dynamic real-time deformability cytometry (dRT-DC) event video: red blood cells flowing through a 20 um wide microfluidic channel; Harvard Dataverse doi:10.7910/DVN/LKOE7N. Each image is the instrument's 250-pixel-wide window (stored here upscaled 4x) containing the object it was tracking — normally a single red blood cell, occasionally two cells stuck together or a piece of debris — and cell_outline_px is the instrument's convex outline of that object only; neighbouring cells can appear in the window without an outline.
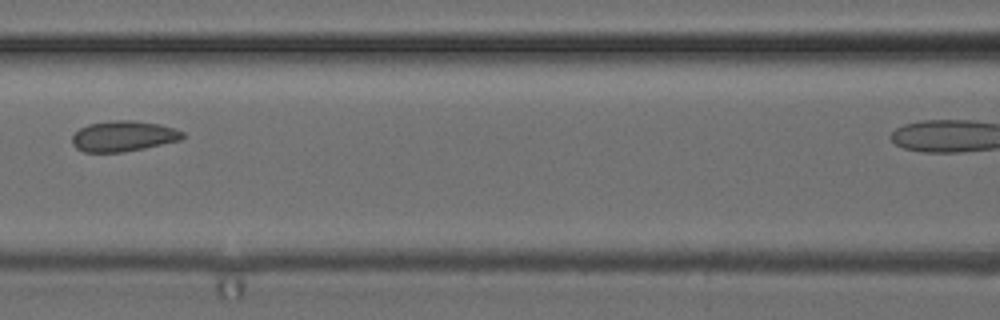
{"species": "common noctule bat (a hibernating species)", "species_latin": "Nyctalus noctula", "temperature_condition": "cold", "stored_images_in_passage": 6, "camera_frame_rate_fps": 3000, "um_per_image_px": 0.085, "animal": {"sex": "female", "body_mass_g": 24.6, "forearm_length_mm": 56.2}, "frame": {"image": 1, "passage_image": 5, "time_ms": 4.667, "image_size_px": [1000, 320], "cell_outline_px": [[184, 136], [180, 140], [144, 148], [124, 152], [84, 152], [76, 148], [72, 144], [72, 136], [80, 128], [88, 124], [112, 120], [132, 120], [160, 124], [184, 132]], "centroid_in_image_um": [10.46, 11.57], "position_along_channel_um": 156.1, "area_um2": 19.65}}